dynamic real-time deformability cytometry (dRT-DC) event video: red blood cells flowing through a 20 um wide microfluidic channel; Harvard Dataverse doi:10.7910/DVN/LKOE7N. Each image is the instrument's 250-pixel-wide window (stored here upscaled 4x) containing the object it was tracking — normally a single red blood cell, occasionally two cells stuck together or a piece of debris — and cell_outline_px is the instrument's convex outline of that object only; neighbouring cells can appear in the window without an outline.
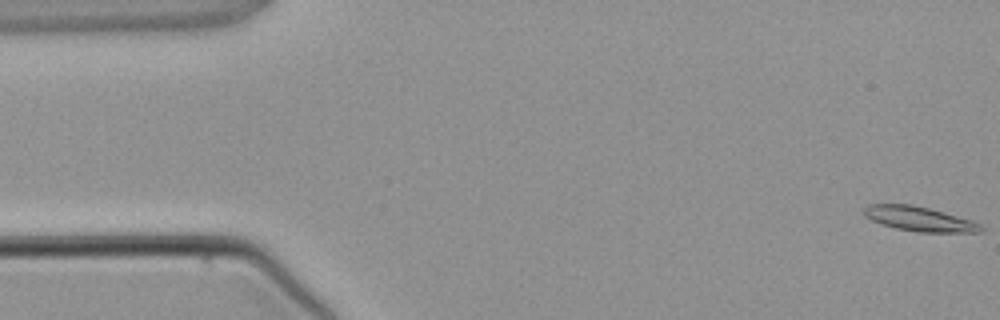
{"species": "common noctule bat (a hibernating species)", "species_latin": "Nyctalus noctula", "temperature_condition": "warm", "stored_images_in_passage": 4, "camera_frame_rate_fps": 3000, "um_per_image_px": 0.085, "animal": {"sex": "male", "body_mass_g": 21.5, "forearm_length_mm": 52.0}, "frame": {"image": 1, "passage_image": 1, "time_ms": 0.0, "image_size_px": [1000, 320], "cell_outline_px": [[984, 228], [980, 232], [920, 232], [896, 228], [872, 220], [864, 216], [864, 208], [868, 204], [912, 204], [928, 208], [972, 220], [980, 224]], "centroid_in_image_um": [78.14, 18.6], "position_along_channel_um": 6.9, "area_um2": 16.53}}
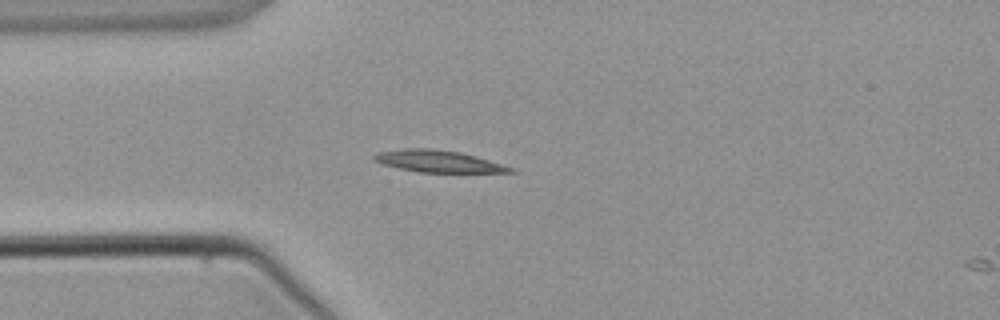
{"frame": {"image": 2, "passage_image": 4, "time_ms": 3.667, "image_size_px": [1000, 320], "cell_outline_px": [[516, 172], [420, 172], [400, 168], [384, 164], [372, 160], [372, 156], [380, 152], [404, 148], [432, 148], [460, 152], [476, 156], [516, 168]], "centroid_in_image_um": [37.28, 13.7], "position_along_channel_um": 47.7, "area_um2": 17.28}}